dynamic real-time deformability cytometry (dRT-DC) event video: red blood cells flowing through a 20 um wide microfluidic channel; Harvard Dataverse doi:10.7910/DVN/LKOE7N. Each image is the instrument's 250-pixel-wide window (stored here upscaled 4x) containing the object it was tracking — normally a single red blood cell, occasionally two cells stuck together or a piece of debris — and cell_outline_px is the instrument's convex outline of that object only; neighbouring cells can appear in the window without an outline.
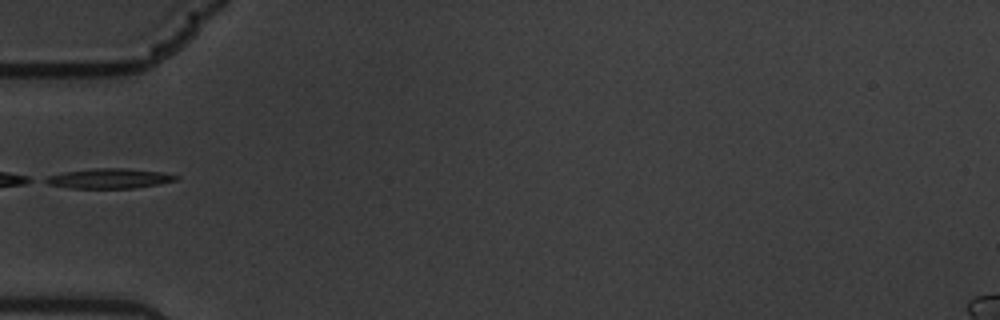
{"species": "common noctule bat (a hibernating species)", "species_latin": "Nyctalus noctula", "temperature_condition": "warm", "stored_images_in_passage": 39, "camera_frame_rate_fps": 3000, "um_per_image_px": 0.085, "animal": {"sex": "male", "body_mass_g": 19.5, "forearm_length_mm": 54.6}, "frame": {"image": 1, "passage_image": 1, "time_ms": 0.0, "image_size_px": [1000, 320], "cell_outline_px": [[180, 176], [176, 180], [136, 188], [72, 188], [48, 184], [40, 180], [48, 176], [64, 172], [92, 168], [124, 168], [164, 172]], "centroid_in_image_um": [9.27, 15.16], "position_along_channel_um": 75.7, "area_um2": 15.14}}